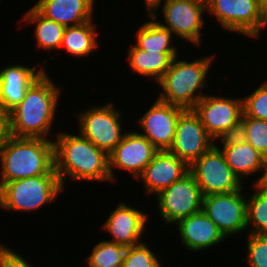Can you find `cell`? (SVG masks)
<instances>
[{
    "label": "cell",
    "instance_id": "obj_1",
    "mask_svg": "<svg viewBox=\"0 0 267 267\" xmlns=\"http://www.w3.org/2000/svg\"><path fill=\"white\" fill-rule=\"evenodd\" d=\"M45 71L26 90L24 99L8 113L9 135L17 138L50 136L62 90Z\"/></svg>",
    "mask_w": 267,
    "mask_h": 267
},
{
    "label": "cell",
    "instance_id": "obj_2",
    "mask_svg": "<svg viewBox=\"0 0 267 267\" xmlns=\"http://www.w3.org/2000/svg\"><path fill=\"white\" fill-rule=\"evenodd\" d=\"M78 133V134H77ZM58 131L54 137V169L66 189L67 178L76 182H112L109 155L79 132Z\"/></svg>",
    "mask_w": 267,
    "mask_h": 267
},
{
    "label": "cell",
    "instance_id": "obj_3",
    "mask_svg": "<svg viewBox=\"0 0 267 267\" xmlns=\"http://www.w3.org/2000/svg\"><path fill=\"white\" fill-rule=\"evenodd\" d=\"M0 183L58 175L54 169V142L43 138L8 136L0 147Z\"/></svg>",
    "mask_w": 267,
    "mask_h": 267
},
{
    "label": "cell",
    "instance_id": "obj_4",
    "mask_svg": "<svg viewBox=\"0 0 267 267\" xmlns=\"http://www.w3.org/2000/svg\"><path fill=\"white\" fill-rule=\"evenodd\" d=\"M180 56L181 54L172 60L169 69L156 83L162 88L157 99L185 110H192L205 95L202 91L209 87L208 72H211L209 69L215 55H206L190 61L183 57L181 60Z\"/></svg>",
    "mask_w": 267,
    "mask_h": 267
},
{
    "label": "cell",
    "instance_id": "obj_5",
    "mask_svg": "<svg viewBox=\"0 0 267 267\" xmlns=\"http://www.w3.org/2000/svg\"><path fill=\"white\" fill-rule=\"evenodd\" d=\"M64 192L58 175H40L0 183V210L35 212L58 201Z\"/></svg>",
    "mask_w": 267,
    "mask_h": 267
},
{
    "label": "cell",
    "instance_id": "obj_6",
    "mask_svg": "<svg viewBox=\"0 0 267 267\" xmlns=\"http://www.w3.org/2000/svg\"><path fill=\"white\" fill-rule=\"evenodd\" d=\"M162 4V5H161ZM162 10H161V9ZM160 9V10H159ZM162 13L164 20H158ZM207 14L206 1L203 0H163L150 13L161 26L169 29L178 40L191 43L201 49ZM180 38V39H179Z\"/></svg>",
    "mask_w": 267,
    "mask_h": 267
},
{
    "label": "cell",
    "instance_id": "obj_7",
    "mask_svg": "<svg viewBox=\"0 0 267 267\" xmlns=\"http://www.w3.org/2000/svg\"><path fill=\"white\" fill-rule=\"evenodd\" d=\"M115 102L94 105L76 113L78 132L108 155L121 142L127 129L123 130L122 112Z\"/></svg>",
    "mask_w": 267,
    "mask_h": 267
},
{
    "label": "cell",
    "instance_id": "obj_8",
    "mask_svg": "<svg viewBox=\"0 0 267 267\" xmlns=\"http://www.w3.org/2000/svg\"><path fill=\"white\" fill-rule=\"evenodd\" d=\"M207 16H212L226 32L247 36L263 35V4L259 0H206Z\"/></svg>",
    "mask_w": 267,
    "mask_h": 267
},
{
    "label": "cell",
    "instance_id": "obj_9",
    "mask_svg": "<svg viewBox=\"0 0 267 267\" xmlns=\"http://www.w3.org/2000/svg\"><path fill=\"white\" fill-rule=\"evenodd\" d=\"M242 98L206 93L192 110L206 132L217 141L239 134L243 114Z\"/></svg>",
    "mask_w": 267,
    "mask_h": 267
},
{
    "label": "cell",
    "instance_id": "obj_10",
    "mask_svg": "<svg viewBox=\"0 0 267 267\" xmlns=\"http://www.w3.org/2000/svg\"><path fill=\"white\" fill-rule=\"evenodd\" d=\"M160 218L167 224L175 225L179 220L202 210L203 195L194 176L188 172L170 187L156 196Z\"/></svg>",
    "mask_w": 267,
    "mask_h": 267
},
{
    "label": "cell",
    "instance_id": "obj_11",
    "mask_svg": "<svg viewBox=\"0 0 267 267\" xmlns=\"http://www.w3.org/2000/svg\"><path fill=\"white\" fill-rule=\"evenodd\" d=\"M244 188L203 196L202 210L226 239L245 231L247 234V192Z\"/></svg>",
    "mask_w": 267,
    "mask_h": 267
},
{
    "label": "cell",
    "instance_id": "obj_12",
    "mask_svg": "<svg viewBox=\"0 0 267 267\" xmlns=\"http://www.w3.org/2000/svg\"><path fill=\"white\" fill-rule=\"evenodd\" d=\"M189 172L194 176L203 196L230 193L244 186L216 145L194 161L189 166Z\"/></svg>",
    "mask_w": 267,
    "mask_h": 267
},
{
    "label": "cell",
    "instance_id": "obj_13",
    "mask_svg": "<svg viewBox=\"0 0 267 267\" xmlns=\"http://www.w3.org/2000/svg\"><path fill=\"white\" fill-rule=\"evenodd\" d=\"M159 150L136 129H127L121 142L109 154L111 181L116 183L117 169L126 171L135 180L142 174ZM116 170H115V169Z\"/></svg>",
    "mask_w": 267,
    "mask_h": 267
},
{
    "label": "cell",
    "instance_id": "obj_14",
    "mask_svg": "<svg viewBox=\"0 0 267 267\" xmlns=\"http://www.w3.org/2000/svg\"><path fill=\"white\" fill-rule=\"evenodd\" d=\"M215 145L193 110H185L178 118L172 146L168 150L190 166Z\"/></svg>",
    "mask_w": 267,
    "mask_h": 267
},
{
    "label": "cell",
    "instance_id": "obj_15",
    "mask_svg": "<svg viewBox=\"0 0 267 267\" xmlns=\"http://www.w3.org/2000/svg\"><path fill=\"white\" fill-rule=\"evenodd\" d=\"M215 145L221 150L227 164L243 184H246L245 179L251 180L250 176L254 177L258 173L259 176L256 179L254 177L255 181L252 179L251 183L260 184L262 182L267 159L250 143L239 135H233L215 141Z\"/></svg>",
    "mask_w": 267,
    "mask_h": 267
},
{
    "label": "cell",
    "instance_id": "obj_16",
    "mask_svg": "<svg viewBox=\"0 0 267 267\" xmlns=\"http://www.w3.org/2000/svg\"><path fill=\"white\" fill-rule=\"evenodd\" d=\"M121 201L111 210L107 220L102 224V231L110 235V242L131 247L141 243L147 229V222L151 218L147 212L139 207L131 206Z\"/></svg>",
    "mask_w": 267,
    "mask_h": 267
},
{
    "label": "cell",
    "instance_id": "obj_17",
    "mask_svg": "<svg viewBox=\"0 0 267 267\" xmlns=\"http://www.w3.org/2000/svg\"><path fill=\"white\" fill-rule=\"evenodd\" d=\"M185 109L163 103L156 99L149 109L137 120L138 132L146 137L159 151L172 146L176 123Z\"/></svg>",
    "mask_w": 267,
    "mask_h": 267
},
{
    "label": "cell",
    "instance_id": "obj_18",
    "mask_svg": "<svg viewBox=\"0 0 267 267\" xmlns=\"http://www.w3.org/2000/svg\"><path fill=\"white\" fill-rule=\"evenodd\" d=\"M189 172V166L168 150L158 151L137 181L143 184L145 195L152 197L170 187Z\"/></svg>",
    "mask_w": 267,
    "mask_h": 267
},
{
    "label": "cell",
    "instance_id": "obj_19",
    "mask_svg": "<svg viewBox=\"0 0 267 267\" xmlns=\"http://www.w3.org/2000/svg\"><path fill=\"white\" fill-rule=\"evenodd\" d=\"M40 62L36 66L11 64L0 69V106L8 114L23 99L26 90L45 71ZM38 68V69H37Z\"/></svg>",
    "mask_w": 267,
    "mask_h": 267
},
{
    "label": "cell",
    "instance_id": "obj_20",
    "mask_svg": "<svg viewBox=\"0 0 267 267\" xmlns=\"http://www.w3.org/2000/svg\"><path fill=\"white\" fill-rule=\"evenodd\" d=\"M176 225L180 243L188 252L208 251L226 239L203 210L179 220Z\"/></svg>",
    "mask_w": 267,
    "mask_h": 267
},
{
    "label": "cell",
    "instance_id": "obj_21",
    "mask_svg": "<svg viewBox=\"0 0 267 267\" xmlns=\"http://www.w3.org/2000/svg\"><path fill=\"white\" fill-rule=\"evenodd\" d=\"M42 15L64 27L93 20L96 0H37L33 5Z\"/></svg>",
    "mask_w": 267,
    "mask_h": 267
},
{
    "label": "cell",
    "instance_id": "obj_22",
    "mask_svg": "<svg viewBox=\"0 0 267 267\" xmlns=\"http://www.w3.org/2000/svg\"><path fill=\"white\" fill-rule=\"evenodd\" d=\"M126 55L130 71L141 77L151 78L154 85L163 77L169 69L172 60L180 53H160L141 50L134 44Z\"/></svg>",
    "mask_w": 267,
    "mask_h": 267
},
{
    "label": "cell",
    "instance_id": "obj_23",
    "mask_svg": "<svg viewBox=\"0 0 267 267\" xmlns=\"http://www.w3.org/2000/svg\"><path fill=\"white\" fill-rule=\"evenodd\" d=\"M17 23L35 24L33 34L36 48L43 51H60L65 28L63 25L46 18L34 6L26 10Z\"/></svg>",
    "mask_w": 267,
    "mask_h": 267
},
{
    "label": "cell",
    "instance_id": "obj_24",
    "mask_svg": "<svg viewBox=\"0 0 267 267\" xmlns=\"http://www.w3.org/2000/svg\"><path fill=\"white\" fill-rule=\"evenodd\" d=\"M94 23L95 18L80 25L66 27L60 49H64L75 59L93 55L100 46L99 30L96 28L98 25Z\"/></svg>",
    "mask_w": 267,
    "mask_h": 267
},
{
    "label": "cell",
    "instance_id": "obj_25",
    "mask_svg": "<svg viewBox=\"0 0 267 267\" xmlns=\"http://www.w3.org/2000/svg\"><path fill=\"white\" fill-rule=\"evenodd\" d=\"M147 15L150 20L146 19L143 24H139L135 33L136 43L133 44L148 52L179 53L178 46L175 47L178 39H175L173 33L161 26L151 15Z\"/></svg>",
    "mask_w": 267,
    "mask_h": 267
},
{
    "label": "cell",
    "instance_id": "obj_26",
    "mask_svg": "<svg viewBox=\"0 0 267 267\" xmlns=\"http://www.w3.org/2000/svg\"><path fill=\"white\" fill-rule=\"evenodd\" d=\"M251 186L253 194L247 192V232L267 235V188L261 184Z\"/></svg>",
    "mask_w": 267,
    "mask_h": 267
},
{
    "label": "cell",
    "instance_id": "obj_27",
    "mask_svg": "<svg viewBox=\"0 0 267 267\" xmlns=\"http://www.w3.org/2000/svg\"><path fill=\"white\" fill-rule=\"evenodd\" d=\"M126 249L124 245L101 240L83 260L86 267H122Z\"/></svg>",
    "mask_w": 267,
    "mask_h": 267
},
{
    "label": "cell",
    "instance_id": "obj_28",
    "mask_svg": "<svg viewBox=\"0 0 267 267\" xmlns=\"http://www.w3.org/2000/svg\"><path fill=\"white\" fill-rule=\"evenodd\" d=\"M239 136L267 159V120L242 114Z\"/></svg>",
    "mask_w": 267,
    "mask_h": 267
},
{
    "label": "cell",
    "instance_id": "obj_29",
    "mask_svg": "<svg viewBox=\"0 0 267 267\" xmlns=\"http://www.w3.org/2000/svg\"><path fill=\"white\" fill-rule=\"evenodd\" d=\"M145 241L127 247L122 267H163L156 252Z\"/></svg>",
    "mask_w": 267,
    "mask_h": 267
},
{
    "label": "cell",
    "instance_id": "obj_30",
    "mask_svg": "<svg viewBox=\"0 0 267 267\" xmlns=\"http://www.w3.org/2000/svg\"><path fill=\"white\" fill-rule=\"evenodd\" d=\"M242 99L246 117L267 120V79Z\"/></svg>",
    "mask_w": 267,
    "mask_h": 267
},
{
    "label": "cell",
    "instance_id": "obj_31",
    "mask_svg": "<svg viewBox=\"0 0 267 267\" xmlns=\"http://www.w3.org/2000/svg\"><path fill=\"white\" fill-rule=\"evenodd\" d=\"M246 237V266L267 267V235L247 233Z\"/></svg>",
    "mask_w": 267,
    "mask_h": 267
},
{
    "label": "cell",
    "instance_id": "obj_32",
    "mask_svg": "<svg viewBox=\"0 0 267 267\" xmlns=\"http://www.w3.org/2000/svg\"><path fill=\"white\" fill-rule=\"evenodd\" d=\"M29 260L9 248L4 243L0 244V267H33Z\"/></svg>",
    "mask_w": 267,
    "mask_h": 267
},
{
    "label": "cell",
    "instance_id": "obj_33",
    "mask_svg": "<svg viewBox=\"0 0 267 267\" xmlns=\"http://www.w3.org/2000/svg\"><path fill=\"white\" fill-rule=\"evenodd\" d=\"M8 136V114L0 106V147Z\"/></svg>",
    "mask_w": 267,
    "mask_h": 267
},
{
    "label": "cell",
    "instance_id": "obj_34",
    "mask_svg": "<svg viewBox=\"0 0 267 267\" xmlns=\"http://www.w3.org/2000/svg\"><path fill=\"white\" fill-rule=\"evenodd\" d=\"M163 0H143V4L145 5L144 8H146V14H149L159 3H161Z\"/></svg>",
    "mask_w": 267,
    "mask_h": 267
},
{
    "label": "cell",
    "instance_id": "obj_35",
    "mask_svg": "<svg viewBox=\"0 0 267 267\" xmlns=\"http://www.w3.org/2000/svg\"><path fill=\"white\" fill-rule=\"evenodd\" d=\"M263 30L267 27V1L263 3Z\"/></svg>",
    "mask_w": 267,
    "mask_h": 267
},
{
    "label": "cell",
    "instance_id": "obj_36",
    "mask_svg": "<svg viewBox=\"0 0 267 267\" xmlns=\"http://www.w3.org/2000/svg\"><path fill=\"white\" fill-rule=\"evenodd\" d=\"M262 186H264L265 188H267V160H266V170H265V175L264 178L262 180V182L260 183Z\"/></svg>",
    "mask_w": 267,
    "mask_h": 267
},
{
    "label": "cell",
    "instance_id": "obj_37",
    "mask_svg": "<svg viewBox=\"0 0 267 267\" xmlns=\"http://www.w3.org/2000/svg\"><path fill=\"white\" fill-rule=\"evenodd\" d=\"M262 4L265 3L267 0H259Z\"/></svg>",
    "mask_w": 267,
    "mask_h": 267
}]
</instances>
